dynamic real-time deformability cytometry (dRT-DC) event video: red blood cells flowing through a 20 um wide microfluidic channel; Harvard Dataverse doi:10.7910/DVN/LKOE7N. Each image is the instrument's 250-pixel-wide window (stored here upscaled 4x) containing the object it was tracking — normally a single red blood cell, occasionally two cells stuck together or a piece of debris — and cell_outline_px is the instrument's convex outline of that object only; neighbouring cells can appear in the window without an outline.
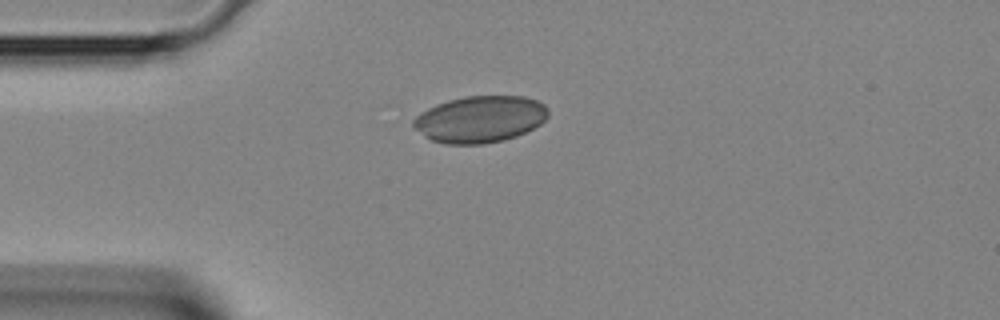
{"species": "Egyptian fruit bat (a non-hibernating species)", "species_latin": "Rousettus aegyptiacus", "temperature_condition": "room temperature", "stored_images_in_passage": 1, "camera_frame_rate_fps": 3000, "um_per_image_px": 0.085, "animal": {"sex": "female"}, "frame": {"image": 1, "passage_image": 1, "time_ms": 0.0, "image_size_px": [1000, 320], "cell_outline_px": [[548, 116], [540, 124], [516, 136], [504, 140], [480, 144], [444, 144], [432, 140], [424, 136], [412, 124], [412, 120], [420, 112], [436, 104], [448, 100], [464, 96], [524, 96], [536, 100], [544, 104], [548, 108]], "centroid_in_image_um": [40.79, 10.12], "position_along_channel_um": 44.2, "area_um2": 36.65}}